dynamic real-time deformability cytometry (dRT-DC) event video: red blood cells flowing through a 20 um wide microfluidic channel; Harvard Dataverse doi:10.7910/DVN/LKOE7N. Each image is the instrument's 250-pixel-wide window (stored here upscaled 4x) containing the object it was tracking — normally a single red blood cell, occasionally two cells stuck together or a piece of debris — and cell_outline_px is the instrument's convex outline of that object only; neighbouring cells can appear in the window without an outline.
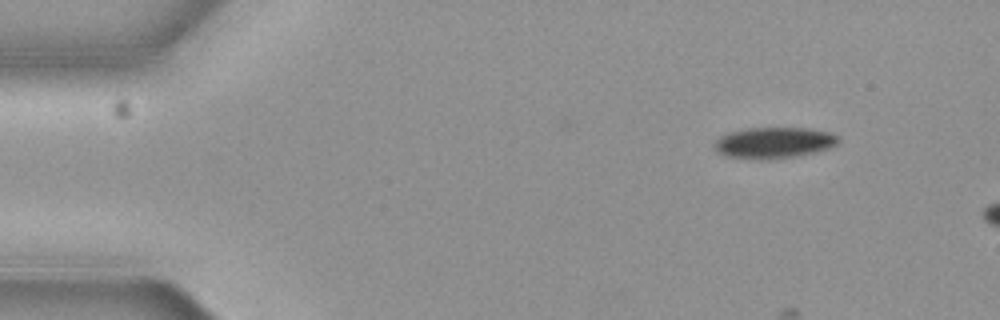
{"species": "common noctule bat (a hibernating species)", "species_latin": "Nyctalus noctula", "temperature_condition": "cold", "stored_images_in_passage": 6, "camera_frame_rate_fps": 3000, "um_per_image_px": 0.085, "animal": {"sex": "female", "body_mass_g": 19.3, "forearm_length_mm": 54.1}, "frame": {"image": 1, "passage_image": 1, "time_ms": 0.0, "image_size_px": [1000, 320], "cell_outline_px": [[840, 140], [836, 144], [828, 148], [812, 152], [792, 156], [760, 160], [728, 156], [720, 152], [712, 144], [720, 136], [732, 132], [748, 128], [804, 128], [828, 132], [840, 136]], "centroid_in_image_um": [65.78, 12.12], "position_along_channel_um": 19.2, "area_um2": 21.96}}
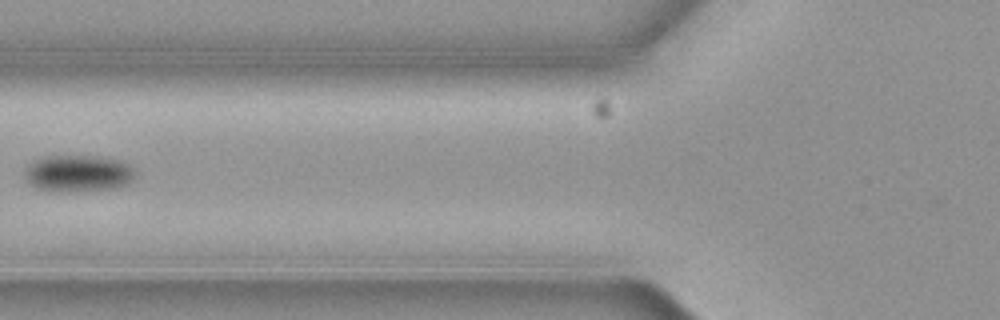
{"frame": {"image": 2, "passage_image": 5, "time_ms": 1.333, "image_size_px": [1000, 320], "cell_outline_px": [[136, 172], [132, 180], [128, 184], [116, 188], [68, 192], [48, 192], [36, 188], [24, 176], [24, 168], [32, 160], [44, 156], [100, 156], [120, 160], [128, 164]], "centroid_in_image_um": [6.61, 14.74], "position_along_channel_um": 119.2, "area_um2": 24.16}}
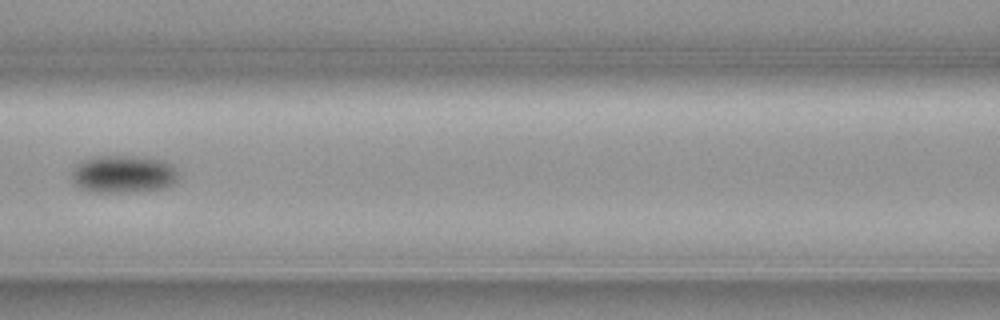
{"frame": {"image": 3, "passage_image": 6, "time_ms": 1.667, "image_size_px": [1000, 320], "cell_outline_px": [[180, 176], [168, 188], [140, 192], [92, 192], [80, 188], [72, 184], [72, 168], [76, 164], [84, 160], [96, 156], [144, 156], [168, 160], [180, 172]], "centroid_in_image_um": [10.54, 14.8], "position_along_channel_um": 156.1, "area_um2": 24.28}}